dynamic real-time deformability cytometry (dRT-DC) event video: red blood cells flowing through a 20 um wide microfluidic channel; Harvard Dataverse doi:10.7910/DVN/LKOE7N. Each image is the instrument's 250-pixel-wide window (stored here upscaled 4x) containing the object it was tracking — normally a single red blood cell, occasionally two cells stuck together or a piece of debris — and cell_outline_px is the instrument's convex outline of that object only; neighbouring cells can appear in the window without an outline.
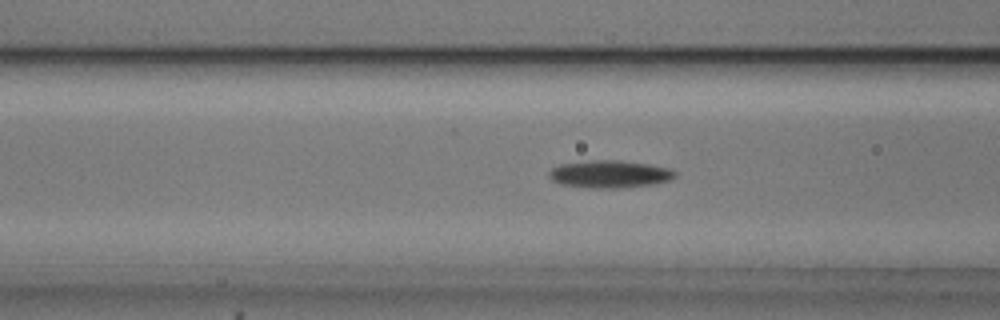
{"species": "common noctule bat (a hibernating species)", "species_latin": "Nyctalus noctula", "temperature_condition": "cold", "stored_images_in_passage": 50, "camera_frame_rate_fps": 3000, "um_per_image_px": 0.085, "animal": {"sex": "male", "body_mass_g": 20.5, "forearm_length_mm": 52.5}, "frame": {"image": 1, "passage_image": 20, "time_ms": 6.333, "image_size_px": [1000, 320], "cell_outline_px": [[676, 176], [668, 180], [652, 184], [616, 188], [592, 188], [560, 184], [552, 180], [548, 176], [548, 172], [552, 168], [560, 164], [588, 160], [620, 160], [648, 164], [672, 168], [676, 172]], "centroid_in_image_um": [51.8, 14.79], "position_along_channel_um": 114.8, "area_um2": 20.23}}
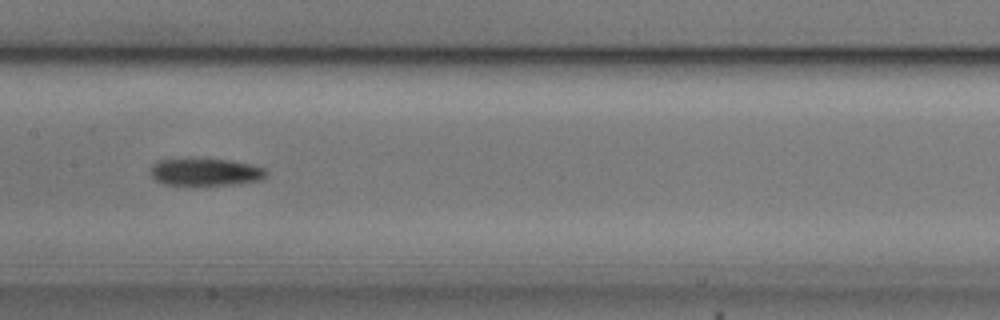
{"frame": {"image": 2, "passage_image": 26, "time_ms": 8.333, "image_size_px": [1000, 320], "cell_outline_px": [[268, 172], [260, 180], [236, 184], [192, 188], [164, 184], [156, 180], [152, 176], [152, 164], [156, 160], [188, 156], [196, 156], [232, 160], [252, 164], [264, 168]], "centroid_in_image_um": [17.4, 14.61], "position_along_channel_um": 190.0, "area_um2": 20.11}}
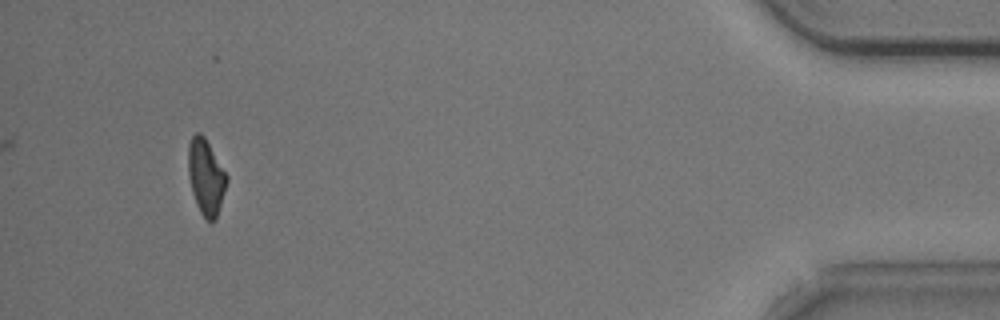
{"frame": {"image": 3, "passage_image": 50, "time_ms": 16.333, "image_size_px": [1000, 320], "cell_outline_px": [[228, 180], [216, 220], [208, 220], [200, 212], [196, 204], [192, 192], [188, 176], [188, 144], [192, 136], [196, 132], [200, 132], [204, 136], [228, 176]], "centroid_in_image_um": [17.5, 15.02], "position_along_channel_um": 417.7, "area_um2": 16.94}, "authors_computed_cell_mechanics": {"area_um2": 18.5827, "velocity_mm_per_s": 3.739, "shape_relaxation_time_tau1_ms": 4.3853, "shape_relaxation_time_tau2_ms": null, "deformation_change_tau1": 0.1453, "deformation_change_tau2": null}}